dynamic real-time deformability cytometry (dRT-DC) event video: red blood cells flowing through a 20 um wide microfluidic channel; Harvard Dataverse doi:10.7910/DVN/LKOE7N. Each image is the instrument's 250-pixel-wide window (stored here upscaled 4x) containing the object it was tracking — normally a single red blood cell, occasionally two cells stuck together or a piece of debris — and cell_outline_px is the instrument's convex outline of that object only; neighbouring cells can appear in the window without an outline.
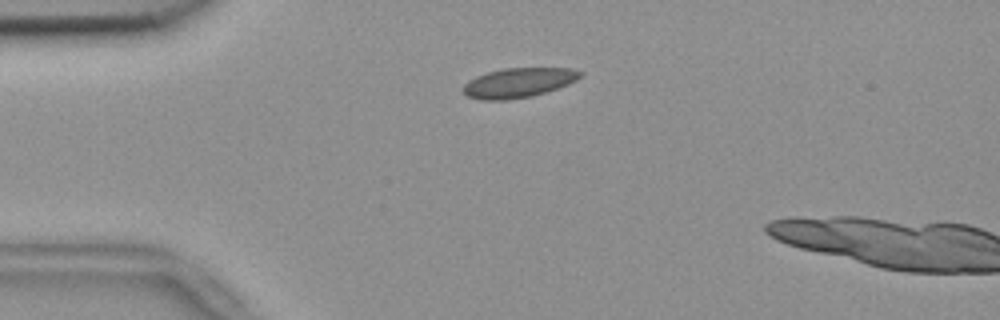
{"species": "common noctule bat (a hibernating species)", "species_latin": "Nyctalus noctula", "temperature_condition": "room temperature", "stored_images_in_passage": 13, "camera_frame_rate_fps": 3000, "um_per_image_px": 0.085, "animal": {"sex": "female", "body_mass_g": 18.4}, "frame": {"image": 1, "passage_image": 11, "time_ms": 3.333, "image_size_px": [1000, 320], "cell_outline_px": [[584, 72], [576, 80], [568, 84], [532, 96], [504, 100], [480, 100], [468, 96], [460, 88], [468, 80], [476, 76], [488, 72], [504, 68], [572, 68]], "centroid_in_image_um": [44.04, 7.02], "position_along_channel_um": 41.0, "area_um2": 20.17}}